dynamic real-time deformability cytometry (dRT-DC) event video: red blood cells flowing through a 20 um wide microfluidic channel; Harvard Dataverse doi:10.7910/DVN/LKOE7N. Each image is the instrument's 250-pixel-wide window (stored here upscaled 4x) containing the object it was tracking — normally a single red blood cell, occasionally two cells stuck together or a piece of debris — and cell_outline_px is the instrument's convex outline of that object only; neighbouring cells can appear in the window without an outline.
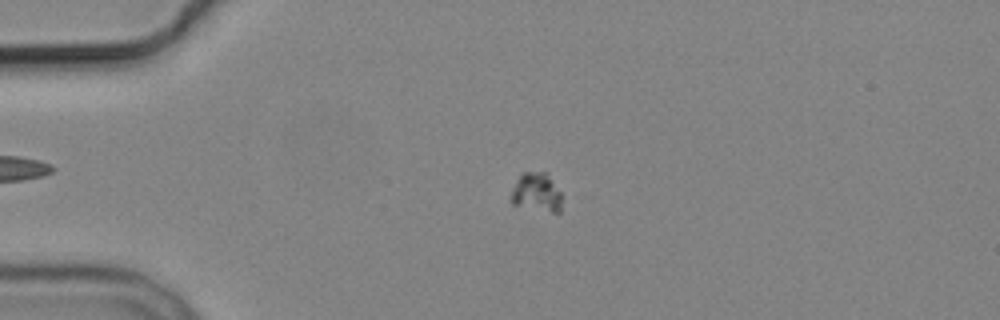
{"species": "common noctule bat (a hibernating species)", "species_latin": "Nyctalus noctula", "temperature_condition": "cold", "stored_images_in_passage": 5, "camera_frame_rate_fps": 3000, "um_per_image_px": 0.085, "animal": {"sex": "male", "body_mass_g": 19.2, "forearm_length_mm": 51.8}, "frame": {"image": 1, "passage_image": 4, "time_ms": 3.667, "image_size_px": [1000, 320], "cell_outline_px": [[560, 212], [552, 212], [512, 204], [512, 188], [516, 180], [524, 172], [548, 172], [560, 192]], "centroid_in_image_um": [45.61, 16.32], "position_along_channel_um": 39.4, "area_um2": 11.27}}